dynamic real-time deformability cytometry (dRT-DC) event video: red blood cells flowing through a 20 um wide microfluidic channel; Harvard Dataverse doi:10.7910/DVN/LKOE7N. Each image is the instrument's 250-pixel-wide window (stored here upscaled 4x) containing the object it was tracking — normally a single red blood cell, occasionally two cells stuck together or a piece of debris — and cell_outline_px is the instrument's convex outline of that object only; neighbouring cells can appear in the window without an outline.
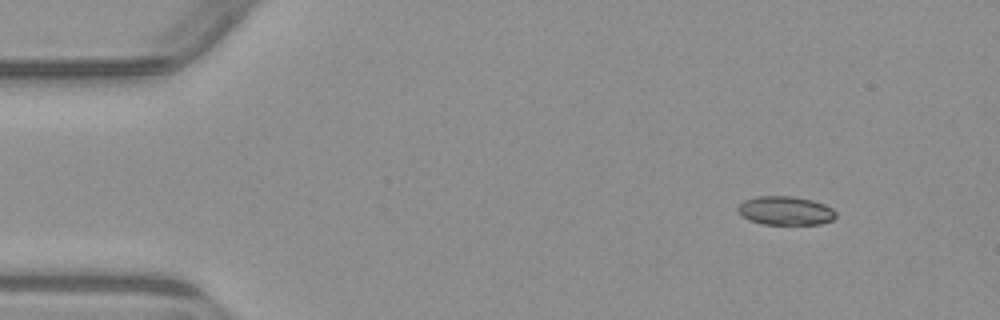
{"species": "common noctule bat (a hibernating species)", "species_latin": "Nyctalus noctula", "temperature_condition": "warm", "stored_images_in_passage": 3, "camera_frame_rate_fps": 3000, "um_per_image_px": 0.085, "animal": {"sex": "male", "body_mass_g": 23.1, "forearm_length_mm": 52.7}, "frame": {"image": 1, "passage_image": 1, "time_ms": 0.0, "image_size_px": [1000, 320], "cell_outline_px": [[836, 216], [832, 220], [820, 224], [760, 224], [748, 220], [736, 208], [744, 200], [756, 196], [792, 196], [812, 200], [824, 204], [832, 208], [836, 212]], "centroid_in_image_um": [66.76, 17.9], "position_along_channel_um": 18.2, "area_um2": 16.42}}